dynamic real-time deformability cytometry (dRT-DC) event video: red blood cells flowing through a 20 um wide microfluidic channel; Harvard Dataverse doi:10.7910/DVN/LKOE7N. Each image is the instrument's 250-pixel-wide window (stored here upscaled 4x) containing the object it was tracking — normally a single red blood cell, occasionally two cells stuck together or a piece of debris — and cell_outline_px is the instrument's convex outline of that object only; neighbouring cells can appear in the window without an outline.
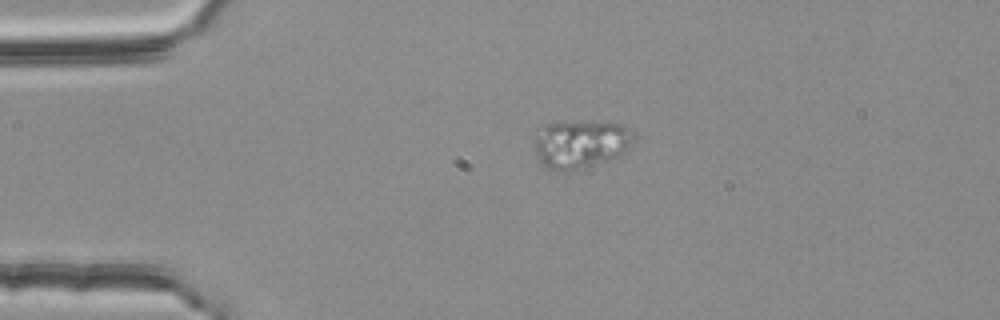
{"species": "common noctule bat (a hibernating species)", "species_latin": "Nyctalus noctula", "temperature_condition": "room temperature", "stored_images_in_passage": 2, "camera_frame_rate_fps": 3000, "um_per_image_px": 0.085, "animal": {"sex": "female", "body_mass_g": 25.1}, "frame": {"image": 1, "passage_image": 1, "time_ms": 0.0, "image_size_px": [1000, 320], "cell_outline_px": [[636, 136], [624, 152], [616, 156], [568, 172], [560, 172], [548, 168], [536, 156], [536, 128], [544, 124], [588, 120], [604, 120], [624, 124], [632, 128], [636, 132]], "centroid_in_image_um": [49.39, 12.17], "position_along_channel_um": 35.6, "area_um2": 28.38}}